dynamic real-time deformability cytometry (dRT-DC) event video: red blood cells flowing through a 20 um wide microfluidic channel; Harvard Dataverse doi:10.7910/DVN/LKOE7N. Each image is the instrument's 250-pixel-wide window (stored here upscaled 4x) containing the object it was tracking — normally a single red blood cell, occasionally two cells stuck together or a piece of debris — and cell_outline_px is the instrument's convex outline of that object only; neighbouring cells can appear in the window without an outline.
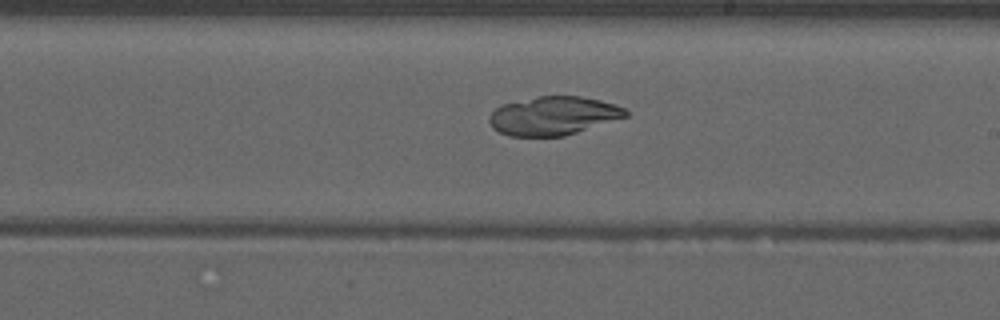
{"species": "common noctule bat (a hibernating species)", "species_latin": "Nyctalus noctula", "temperature_condition": "warm", "stored_images_in_passage": 49, "camera_frame_rate_fps": 3000, "um_per_image_px": 0.085, "animal": {"sex": "male", "forearm_length_mm": 52.5}, "frame": {"image": 1, "passage_image": 28, "time_ms": 9.0, "image_size_px": [1000, 320], "cell_outline_px": [[628, 116], [564, 136], [508, 136], [492, 128], [488, 120], [488, 116], [500, 104], [536, 96], [580, 96], [600, 100], [616, 104], [624, 108], [628, 112]], "centroid_in_image_um": [47.0, 9.83], "position_along_channel_um": 242.0, "area_um2": 30.81}}